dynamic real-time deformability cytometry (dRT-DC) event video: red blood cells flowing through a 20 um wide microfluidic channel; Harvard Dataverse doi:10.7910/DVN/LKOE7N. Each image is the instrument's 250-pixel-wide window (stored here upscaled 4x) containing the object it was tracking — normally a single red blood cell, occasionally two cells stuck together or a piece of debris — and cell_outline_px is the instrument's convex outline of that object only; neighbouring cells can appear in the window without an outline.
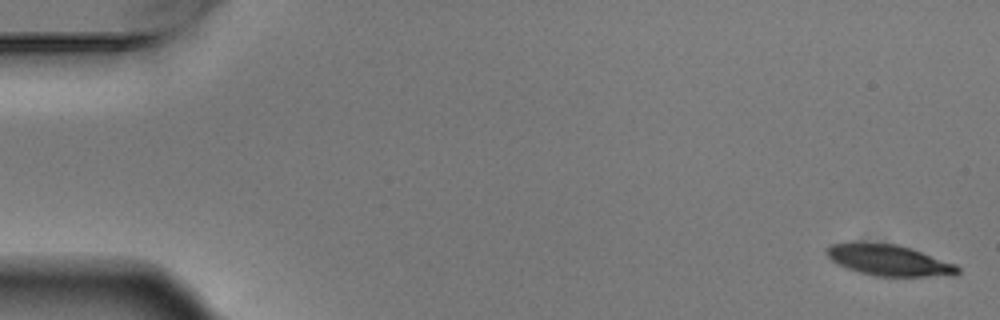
{"species": "Egyptian fruit bat (a non-hibernating species)", "species_latin": "Rousettus aegyptiacus", "temperature_condition": "warm", "stored_images_in_passage": 9, "camera_frame_rate_fps": 3000, "um_per_image_px": 0.085, "animal": {"sex": "male"}, "frame": {"image": 1, "passage_image": 1, "time_ms": 0.0, "image_size_px": [1000, 320], "cell_outline_px": [[960, 272], [952, 276], [876, 276], [860, 272], [836, 264], [824, 252], [832, 244], [848, 240], [856, 240], [896, 244], [912, 248], [956, 264], [960, 268]], "centroid_in_image_um": [75.53, 22.08], "position_along_channel_um": 9.5, "area_um2": 24.28}}
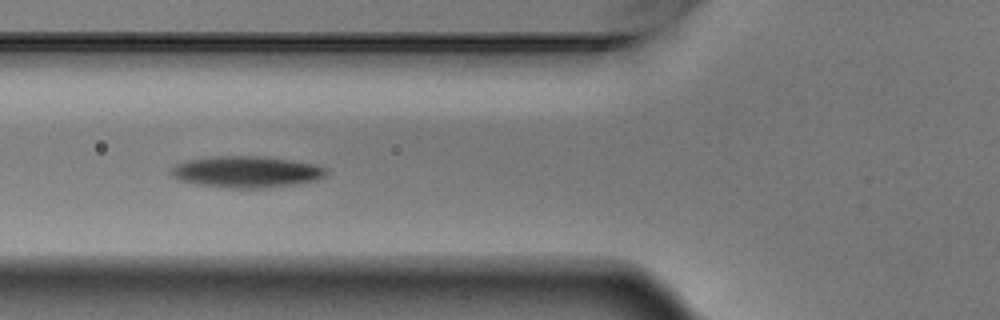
{"frame": {"image": 2, "passage_image": 6, "time_ms": 1.667, "image_size_px": [1000, 320], "cell_outline_px": [[328, 172], [324, 176], [316, 180], [292, 184], [256, 188], [236, 188], [200, 184], [180, 180], [172, 176], [168, 172], [168, 168], [176, 164], [188, 160], [212, 156], [264, 156], [292, 160], [316, 164], [328, 168]], "centroid_in_image_um": [20.94, 14.58], "position_along_channel_um": 104.9, "area_um2": 28.32}}
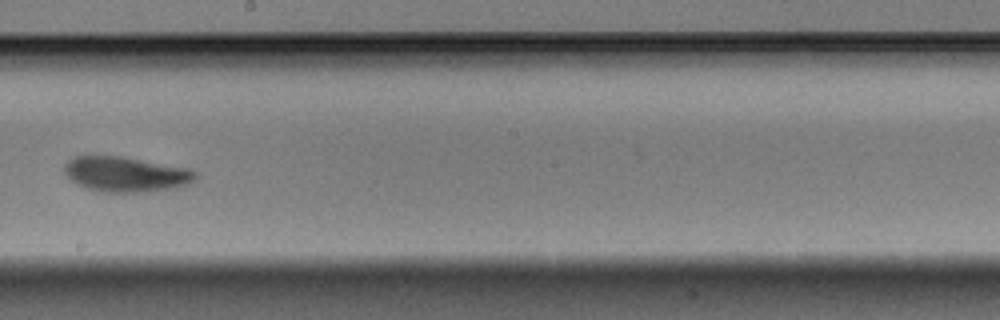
{"frame": {"image": 3, "passage_image": 9, "time_ms": 2.667, "image_size_px": [1000, 320], "cell_outline_px": [[196, 180], [180, 188], [144, 192], [104, 192], [88, 188], [76, 184], [64, 172], [64, 164], [72, 156], [96, 152], [120, 156], [188, 168], [196, 172]], "centroid_in_image_um": [10.65, 14.77], "position_along_channel_um": 237.6, "area_um2": 27.63}}